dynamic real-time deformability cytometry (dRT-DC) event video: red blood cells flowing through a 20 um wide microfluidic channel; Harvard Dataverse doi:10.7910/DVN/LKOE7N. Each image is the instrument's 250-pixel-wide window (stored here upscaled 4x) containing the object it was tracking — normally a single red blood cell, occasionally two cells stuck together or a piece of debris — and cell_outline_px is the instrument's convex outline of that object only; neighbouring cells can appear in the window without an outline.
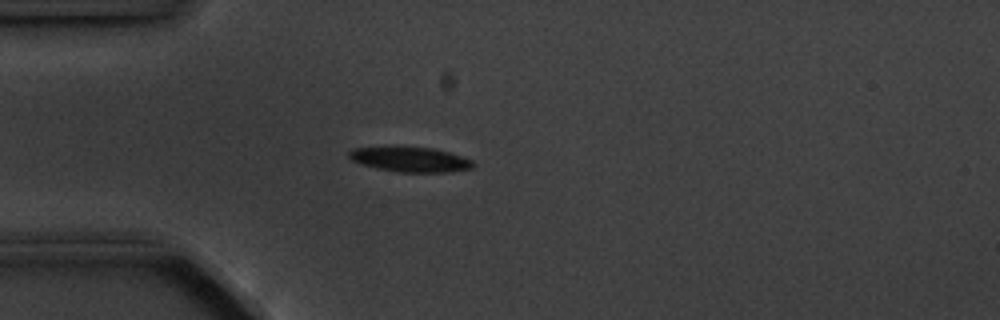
{"species": "common noctule bat (a hibernating species)", "species_latin": "Nyctalus noctula", "temperature_condition": "cold", "stored_images_in_passage": 6, "camera_frame_rate_fps": 3000, "um_per_image_px": 0.085, "animal": {"sex": "male", "body_mass_g": 20.1, "forearm_length_mm": 53.5}, "frame": {"image": 1, "passage_image": 5, "time_ms": 4.667, "image_size_px": [1000, 320], "cell_outline_px": [[476, 164], [472, 168], [448, 172], [396, 172], [376, 168], [352, 160], [348, 156], [348, 152], [352, 148], [392, 144], [432, 148], [448, 152], [472, 160]], "centroid_in_image_um": [34.81, 13.51], "position_along_channel_um": 50.2, "area_um2": 18.67}}